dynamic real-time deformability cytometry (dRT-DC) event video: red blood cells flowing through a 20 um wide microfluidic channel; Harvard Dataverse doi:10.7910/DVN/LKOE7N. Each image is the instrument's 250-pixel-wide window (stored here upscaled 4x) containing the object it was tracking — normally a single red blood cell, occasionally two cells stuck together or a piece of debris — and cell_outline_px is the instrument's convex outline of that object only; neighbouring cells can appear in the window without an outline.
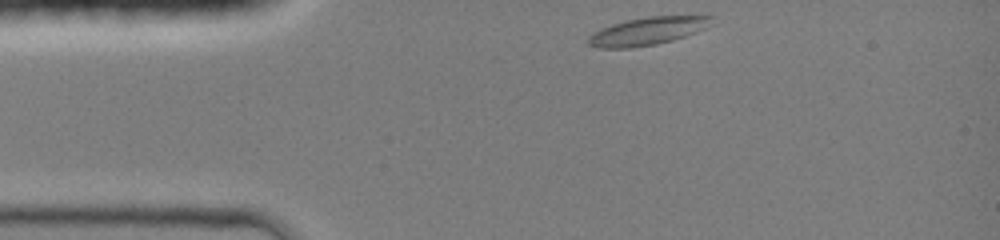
{"species": "common noctule bat (a hibernating species)", "species_latin": "Nyctalus noctula", "temperature_condition": "room temperature", "stored_images_in_passage": 32, "camera_frame_rate_fps": 3000, "um_per_image_px": 0.085, "animal": {"sex": "female", "body_mass_g": 19.0, "forearm_length_mm": 51.5}, "frame": {"image": 1, "passage_image": 1, "time_ms": 0.0, "image_size_px": [1000, 240], "cell_outline_px": [[716, 24], [696, 32], [672, 40], [656, 44], [632, 48], [596, 48], [588, 44], [588, 36], [600, 28], [612, 24], [628, 20], [648, 16], [708, 12], [712, 16]], "centroid_in_image_um": [55.21, 2.58], "position_along_channel_um": 29.8, "area_um2": 21.04}}
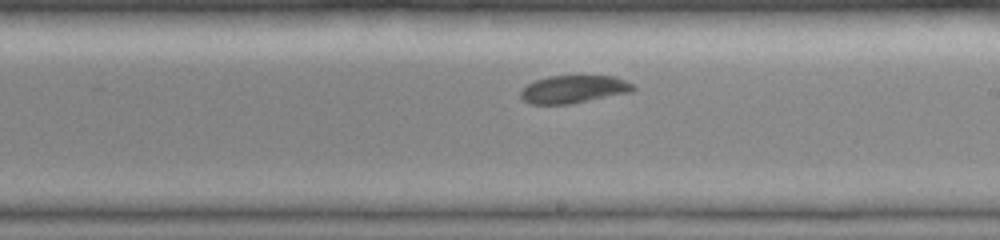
{"frame": {"image": 2, "passage_image": 19, "time_ms": 6.0, "image_size_px": [1000, 240], "cell_outline_px": [[636, 88], [632, 92], [572, 104], [532, 104], [524, 100], [520, 96], [520, 92], [528, 84], [536, 80], [548, 76], [616, 76], [636, 84]], "centroid_in_image_um": [48.83, 7.58], "position_along_channel_um": 240.2, "area_um2": 18.38}}
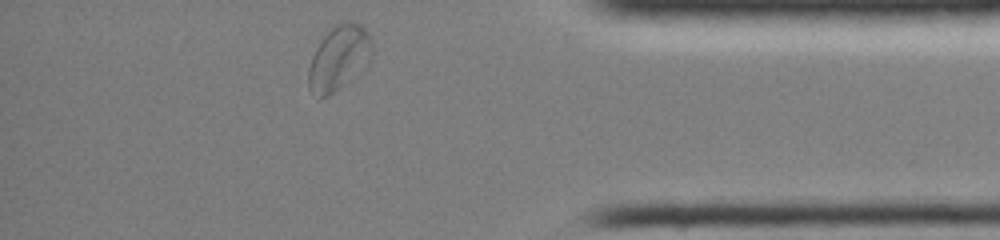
{"frame": {"image": 3, "passage_image": 32, "time_ms": 10.333, "image_size_px": [1000, 240], "cell_outline_px": [[372, 56], [368, 60], [328, 96], [320, 96], [308, 88], [308, 68], [312, 56], [316, 48], [324, 36], [336, 24], [360, 24], [372, 36]], "centroid_in_image_um": [28.78, 4.88], "position_along_channel_um": 406.4, "area_um2": 22.66}, "authors_computed_cell_mechanics": {"area_um2": 19.3341, "velocity_mm_per_s": 4.1828, "shape_relaxation_time_tau1_ms": 5.5916, "shape_relaxation_time_tau2_ms": 3.4372, "deformation_change_tau1": 0.1545, "deformation_change_tau2": 0.0707}}